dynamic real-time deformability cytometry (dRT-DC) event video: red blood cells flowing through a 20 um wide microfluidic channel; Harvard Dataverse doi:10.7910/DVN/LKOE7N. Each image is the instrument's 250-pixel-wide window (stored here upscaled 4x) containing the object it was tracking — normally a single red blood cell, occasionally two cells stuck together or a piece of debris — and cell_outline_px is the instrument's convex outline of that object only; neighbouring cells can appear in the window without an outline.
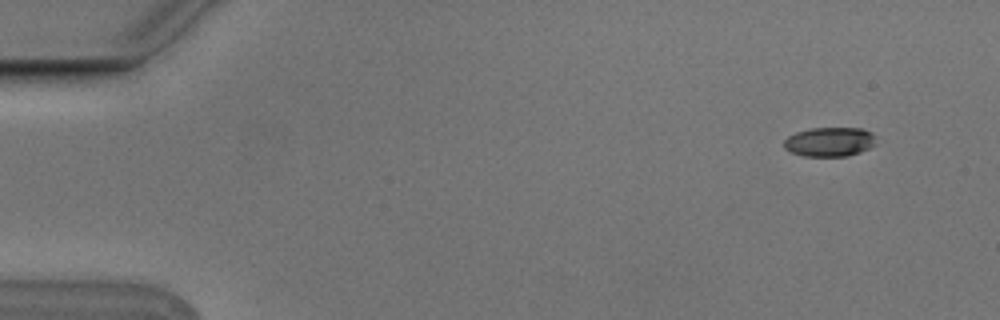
{"species": "Egyptian fruit bat (a non-hibernating species)", "species_latin": "Rousettus aegyptiacus", "temperature_condition": "cold", "stored_images_in_passage": 4, "camera_frame_rate_fps": 3000, "um_per_image_px": 0.085, "animal": {"sex": "male"}, "frame": {"image": 1, "passage_image": 1, "time_ms": 0.0, "image_size_px": [1000, 320], "cell_outline_px": [[876, 136], [872, 144], [868, 148], [860, 152], [848, 156], [804, 156], [792, 152], [784, 148], [784, 140], [788, 136], [796, 132], [812, 128], [860, 128], [872, 132]], "centroid_in_image_um": [70.5, 12.05], "position_along_channel_um": 14.5, "area_um2": 15.61}}
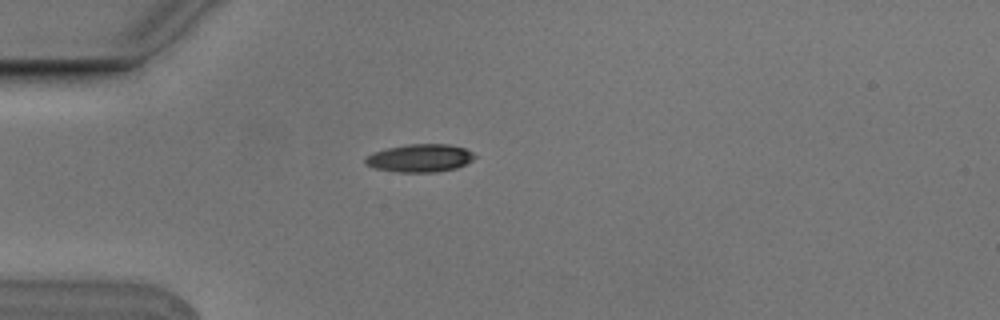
{"frame": {"image": 2, "passage_image": 4, "time_ms": 1.0, "image_size_px": [1000, 320], "cell_outline_px": [[476, 156], [472, 160], [456, 168], [436, 172], [400, 172], [376, 168], [368, 164], [364, 160], [368, 156], [376, 152], [388, 148], [408, 144], [448, 144], [464, 148], [472, 152]], "centroid_in_image_um": [35.74, 13.43], "position_along_channel_um": 49.3, "area_um2": 17.4}}